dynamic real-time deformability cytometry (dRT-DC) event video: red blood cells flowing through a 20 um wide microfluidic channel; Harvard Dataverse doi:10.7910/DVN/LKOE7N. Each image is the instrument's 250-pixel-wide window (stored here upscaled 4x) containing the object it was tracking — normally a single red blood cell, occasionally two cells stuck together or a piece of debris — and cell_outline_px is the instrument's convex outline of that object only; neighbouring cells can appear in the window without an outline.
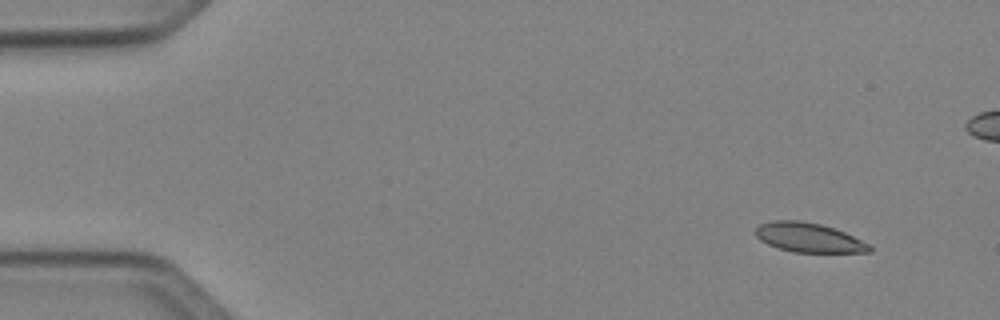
{"species": "Egyptian fruit bat (a non-hibernating species)", "species_latin": "Rousettus aegyptiacus", "temperature_condition": "cold", "stored_images_in_passage": 5, "camera_frame_rate_fps": 3000, "um_per_image_px": 0.085, "animal": {"sex": "female"}, "frame": {"image": 1, "passage_image": 1, "time_ms": 0.0, "image_size_px": [1000, 320], "cell_outline_px": [[872, 252], [792, 252], [768, 244], [760, 240], [756, 236], [756, 228], [760, 224], [772, 220], [800, 220], [820, 224], [836, 228], [872, 244]], "centroid_in_image_um": [68.79, 20.19], "position_along_channel_um": 16.2, "area_um2": 19.65}}